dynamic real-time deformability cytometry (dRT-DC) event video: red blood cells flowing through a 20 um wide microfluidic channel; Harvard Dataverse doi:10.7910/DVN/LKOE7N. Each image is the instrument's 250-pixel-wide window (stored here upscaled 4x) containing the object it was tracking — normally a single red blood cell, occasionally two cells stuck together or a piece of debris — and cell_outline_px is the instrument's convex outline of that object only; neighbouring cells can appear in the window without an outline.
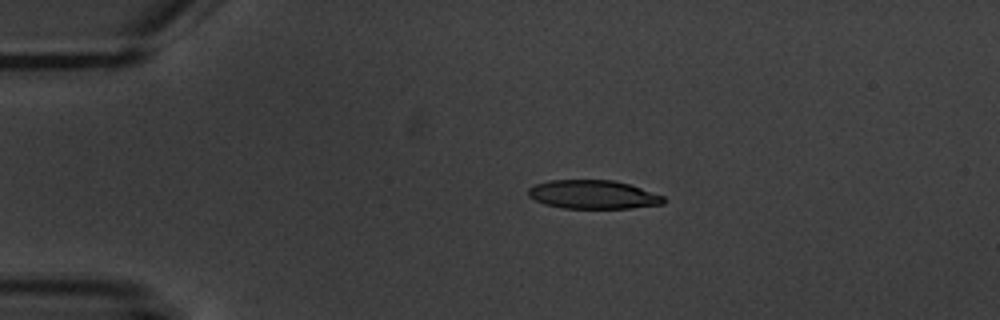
{"species": "common noctule bat (a hibernating species)", "species_latin": "Nyctalus noctula", "temperature_condition": "warm", "stored_images_in_passage": 3, "camera_frame_rate_fps": 3000, "um_per_image_px": 0.085, "animal": {"sex": "male", "body_mass_g": 20.1, "forearm_length_mm": 53.5}, "frame": {"image": 1, "passage_image": 1, "time_ms": 0.0, "image_size_px": [1000, 320], "cell_outline_px": [[664, 204], [632, 208], [564, 208], [544, 204], [528, 196], [528, 188], [536, 184], [548, 180], [612, 180], [628, 184], [664, 196]], "centroid_in_image_um": [50.39, 16.54], "position_along_channel_um": 34.6, "area_um2": 22.48}}
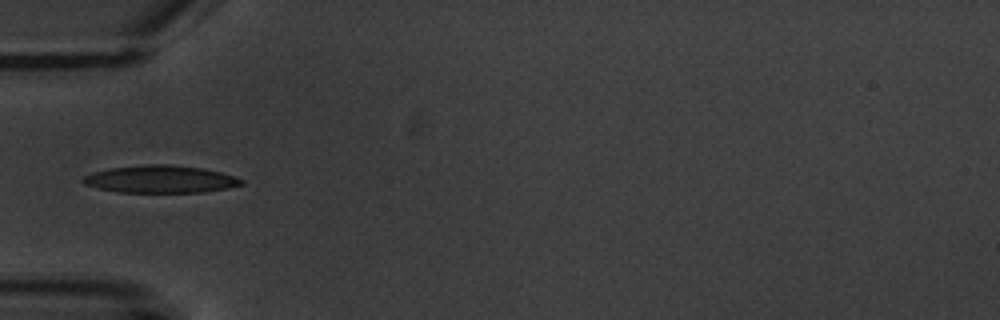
{"frame": {"image": 2, "passage_image": 3, "time_ms": 2.333, "image_size_px": [1000, 320], "cell_outline_px": [[244, 184], [228, 188], [204, 192], [120, 192], [100, 188], [84, 184], [80, 180], [84, 176], [92, 172], [108, 168], [144, 164], [168, 164], [200, 168], [220, 172], [244, 180]], "centroid_in_image_um": [13.61, 15.22], "position_along_channel_um": 71.4, "area_um2": 25.26}}